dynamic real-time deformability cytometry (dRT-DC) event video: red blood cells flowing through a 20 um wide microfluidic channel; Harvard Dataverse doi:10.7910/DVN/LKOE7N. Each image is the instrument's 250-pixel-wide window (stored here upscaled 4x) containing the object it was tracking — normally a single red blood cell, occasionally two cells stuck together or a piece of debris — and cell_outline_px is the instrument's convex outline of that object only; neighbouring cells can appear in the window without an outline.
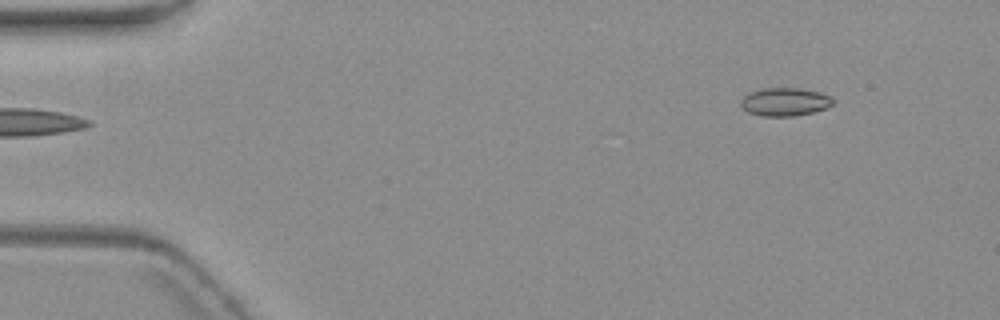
{"species": "common noctule bat (a hibernating species)", "species_latin": "Nyctalus noctula", "temperature_condition": "warm", "stored_images_in_passage": 4, "segment_of_instrument_passage": [2, 2], "camera_frame_rate_fps": 3000, "um_per_image_px": 0.085, "animal": {"sex": "female", "body_mass_g": 19.3, "forearm_length_mm": 54.1}, "frame": {"image": 1, "passage_image": 4, "time_ms": 3.667, "image_size_px": [1000, 320], "cell_outline_px": [[836, 100], [828, 108], [812, 112], [792, 116], [760, 116], [748, 112], [740, 104], [740, 100], [748, 92], [764, 88], [796, 88], [820, 92], [832, 96]], "centroid_in_image_um": [66.73, 8.65], "position_along_channel_um": 18.3, "area_um2": 15.26}}